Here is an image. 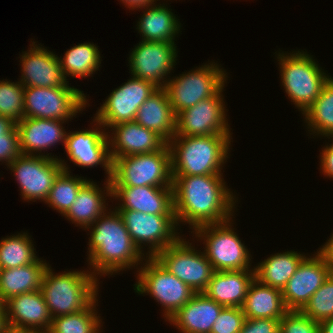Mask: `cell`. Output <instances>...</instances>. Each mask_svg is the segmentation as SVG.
I'll list each match as a JSON object with an SVG mask.
<instances>
[{
  "label": "cell",
  "mask_w": 333,
  "mask_h": 333,
  "mask_svg": "<svg viewBox=\"0 0 333 333\" xmlns=\"http://www.w3.org/2000/svg\"><path fill=\"white\" fill-rule=\"evenodd\" d=\"M172 177L177 225L188 223L194 231L199 226L219 224L232 218L237 200L226 187L223 175Z\"/></svg>",
  "instance_id": "cell-1"
},
{
  "label": "cell",
  "mask_w": 333,
  "mask_h": 333,
  "mask_svg": "<svg viewBox=\"0 0 333 333\" xmlns=\"http://www.w3.org/2000/svg\"><path fill=\"white\" fill-rule=\"evenodd\" d=\"M114 210V211H113ZM106 211L91 226L88 242L89 269L95 276L113 275L121 270L138 268L145 256L133 243L125 222L116 209ZM144 256V257H143ZM143 259V260H142Z\"/></svg>",
  "instance_id": "cell-2"
},
{
  "label": "cell",
  "mask_w": 333,
  "mask_h": 333,
  "mask_svg": "<svg viewBox=\"0 0 333 333\" xmlns=\"http://www.w3.org/2000/svg\"><path fill=\"white\" fill-rule=\"evenodd\" d=\"M231 139V135L174 136L168 142L172 176L222 175Z\"/></svg>",
  "instance_id": "cell-3"
},
{
  "label": "cell",
  "mask_w": 333,
  "mask_h": 333,
  "mask_svg": "<svg viewBox=\"0 0 333 333\" xmlns=\"http://www.w3.org/2000/svg\"><path fill=\"white\" fill-rule=\"evenodd\" d=\"M86 271H64L57 274L48 265L40 291L52 318L84 310L97 298V276L91 270Z\"/></svg>",
  "instance_id": "cell-4"
},
{
  "label": "cell",
  "mask_w": 333,
  "mask_h": 333,
  "mask_svg": "<svg viewBox=\"0 0 333 333\" xmlns=\"http://www.w3.org/2000/svg\"><path fill=\"white\" fill-rule=\"evenodd\" d=\"M281 83L288 98L303 114L318 98L324 84L331 76L326 75L316 61L301 50L278 53Z\"/></svg>",
  "instance_id": "cell-5"
},
{
  "label": "cell",
  "mask_w": 333,
  "mask_h": 333,
  "mask_svg": "<svg viewBox=\"0 0 333 333\" xmlns=\"http://www.w3.org/2000/svg\"><path fill=\"white\" fill-rule=\"evenodd\" d=\"M112 187H172L171 151L168 143L160 150L119 157L112 162Z\"/></svg>",
  "instance_id": "cell-6"
},
{
  "label": "cell",
  "mask_w": 333,
  "mask_h": 333,
  "mask_svg": "<svg viewBox=\"0 0 333 333\" xmlns=\"http://www.w3.org/2000/svg\"><path fill=\"white\" fill-rule=\"evenodd\" d=\"M137 269L134 290L149 294L163 306V316L168 321L196 293L175 275L167 271L155 257H146ZM140 269V270H139Z\"/></svg>",
  "instance_id": "cell-7"
},
{
  "label": "cell",
  "mask_w": 333,
  "mask_h": 333,
  "mask_svg": "<svg viewBox=\"0 0 333 333\" xmlns=\"http://www.w3.org/2000/svg\"><path fill=\"white\" fill-rule=\"evenodd\" d=\"M231 221L199 226L193 234L204 241V253L214 271L254 270L250 269L252 256L232 228Z\"/></svg>",
  "instance_id": "cell-8"
},
{
  "label": "cell",
  "mask_w": 333,
  "mask_h": 333,
  "mask_svg": "<svg viewBox=\"0 0 333 333\" xmlns=\"http://www.w3.org/2000/svg\"><path fill=\"white\" fill-rule=\"evenodd\" d=\"M220 67L210 62L174 79L168 78L164 89L175 115L201 100L213 97L226 84L227 72Z\"/></svg>",
  "instance_id": "cell-9"
},
{
  "label": "cell",
  "mask_w": 333,
  "mask_h": 333,
  "mask_svg": "<svg viewBox=\"0 0 333 333\" xmlns=\"http://www.w3.org/2000/svg\"><path fill=\"white\" fill-rule=\"evenodd\" d=\"M24 98L27 118L69 121L88 104L86 94L68 83L60 87H25Z\"/></svg>",
  "instance_id": "cell-10"
},
{
  "label": "cell",
  "mask_w": 333,
  "mask_h": 333,
  "mask_svg": "<svg viewBox=\"0 0 333 333\" xmlns=\"http://www.w3.org/2000/svg\"><path fill=\"white\" fill-rule=\"evenodd\" d=\"M155 258L195 293L206 290L215 272L204 251L195 250L194 245L182 237L161 250Z\"/></svg>",
  "instance_id": "cell-11"
},
{
  "label": "cell",
  "mask_w": 333,
  "mask_h": 333,
  "mask_svg": "<svg viewBox=\"0 0 333 333\" xmlns=\"http://www.w3.org/2000/svg\"><path fill=\"white\" fill-rule=\"evenodd\" d=\"M117 211L121 214L133 243L141 253L144 254L143 244L148 246L146 257H155L161 250L174 244L181 237L177 233L179 227L174 214H147L135 210Z\"/></svg>",
  "instance_id": "cell-12"
},
{
  "label": "cell",
  "mask_w": 333,
  "mask_h": 333,
  "mask_svg": "<svg viewBox=\"0 0 333 333\" xmlns=\"http://www.w3.org/2000/svg\"><path fill=\"white\" fill-rule=\"evenodd\" d=\"M109 94L105 102L96 111L94 119L104 129L123 122L135 120L139 107L159 88L151 82L131 76ZM106 127V128H105Z\"/></svg>",
  "instance_id": "cell-13"
},
{
  "label": "cell",
  "mask_w": 333,
  "mask_h": 333,
  "mask_svg": "<svg viewBox=\"0 0 333 333\" xmlns=\"http://www.w3.org/2000/svg\"><path fill=\"white\" fill-rule=\"evenodd\" d=\"M224 88L225 85L213 97L178 113L174 136L231 135L222 95Z\"/></svg>",
  "instance_id": "cell-14"
},
{
  "label": "cell",
  "mask_w": 333,
  "mask_h": 333,
  "mask_svg": "<svg viewBox=\"0 0 333 333\" xmlns=\"http://www.w3.org/2000/svg\"><path fill=\"white\" fill-rule=\"evenodd\" d=\"M8 167L20 185L22 199L28 202L40 199L45 202L55 178L63 170L59 158L25 154L18 156Z\"/></svg>",
  "instance_id": "cell-15"
},
{
  "label": "cell",
  "mask_w": 333,
  "mask_h": 333,
  "mask_svg": "<svg viewBox=\"0 0 333 333\" xmlns=\"http://www.w3.org/2000/svg\"><path fill=\"white\" fill-rule=\"evenodd\" d=\"M175 45V42L141 40L129 55L128 63L131 75L151 82L158 88H165L168 80L166 78L175 68L173 66L178 57Z\"/></svg>",
  "instance_id": "cell-16"
},
{
  "label": "cell",
  "mask_w": 333,
  "mask_h": 333,
  "mask_svg": "<svg viewBox=\"0 0 333 333\" xmlns=\"http://www.w3.org/2000/svg\"><path fill=\"white\" fill-rule=\"evenodd\" d=\"M11 333H47L52 316L39 290L12 296L3 302Z\"/></svg>",
  "instance_id": "cell-17"
},
{
  "label": "cell",
  "mask_w": 333,
  "mask_h": 333,
  "mask_svg": "<svg viewBox=\"0 0 333 333\" xmlns=\"http://www.w3.org/2000/svg\"><path fill=\"white\" fill-rule=\"evenodd\" d=\"M92 121L95 123L92 129L67 133L64 148L70 162L81 168L102 165L110 179L112 161L109 155L107 132L101 129L104 127L97 120Z\"/></svg>",
  "instance_id": "cell-18"
},
{
  "label": "cell",
  "mask_w": 333,
  "mask_h": 333,
  "mask_svg": "<svg viewBox=\"0 0 333 333\" xmlns=\"http://www.w3.org/2000/svg\"><path fill=\"white\" fill-rule=\"evenodd\" d=\"M331 273L325 258L318 251L306 257L281 290L286 308L300 311Z\"/></svg>",
  "instance_id": "cell-19"
},
{
  "label": "cell",
  "mask_w": 333,
  "mask_h": 333,
  "mask_svg": "<svg viewBox=\"0 0 333 333\" xmlns=\"http://www.w3.org/2000/svg\"><path fill=\"white\" fill-rule=\"evenodd\" d=\"M30 44V50L22 52L20 58L21 78L19 82L24 87H60L66 81L61 70L58 56L42 45ZM33 46V47H32Z\"/></svg>",
  "instance_id": "cell-20"
},
{
  "label": "cell",
  "mask_w": 333,
  "mask_h": 333,
  "mask_svg": "<svg viewBox=\"0 0 333 333\" xmlns=\"http://www.w3.org/2000/svg\"><path fill=\"white\" fill-rule=\"evenodd\" d=\"M107 132L111 161L124 156L153 153L162 149L167 142L157 133L135 121L110 126ZM113 134V135H112Z\"/></svg>",
  "instance_id": "cell-21"
},
{
  "label": "cell",
  "mask_w": 333,
  "mask_h": 333,
  "mask_svg": "<svg viewBox=\"0 0 333 333\" xmlns=\"http://www.w3.org/2000/svg\"><path fill=\"white\" fill-rule=\"evenodd\" d=\"M65 122L54 119L24 117L16 123L21 153L35 156V153L39 152L36 155L57 159L54 155L49 156V153L46 155L41 153L60 142L65 146L67 132L62 126Z\"/></svg>",
  "instance_id": "cell-22"
},
{
  "label": "cell",
  "mask_w": 333,
  "mask_h": 333,
  "mask_svg": "<svg viewBox=\"0 0 333 333\" xmlns=\"http://www.w3.org/2000/svg\"><path fill=\"white\" fill-rule=\"evenodd\" d=\"M112 197L120 201L116 210L174 214L173 187H112Z\"/></svg>",
  "instance_id": "cell-23"
},
{
  "label": "cell",
  "mask_w": 333,
  "mask_h": 333,
  "mask_svg": "<svg viewBox=\"0 0 333 333\" xmlns=\"http://www.w3.org/2000/svg\"><path fill=\"white\" fill-rule=\"evenodd\" d=\"M223 308L204 293H196L168 322L181 333H211Z\"/></svg>",
  "instance_id": "cell-24"
},
{
  "label": "cell",
  "mask_w": 333,
  "mask_h": 333,
  "mask_svg": "<svg viewBox=\"0 0 333 333\" xmlns=\"http://www.w3.org/2000/svg\"><path fill=\"white\" fill-rule=\"evenodd\" d=\"M254 279V270L215 271L203 293L224 307H242Z\"/></svg>",
  "instance_id": "cell-25"
},
{
  "label": "cell",
  "mask_w": 333,
  "mask_h": 333,
  "mask_svg": "<svg viewBox=\"0 0 333 333\" xmlns=\"http://www.w3.org/2000/svg\"><path fill=\"white\" fill-rule=\"evenodd\" d=\"M106 179L104 190L96 182L88 180L81 187L75 201L63 216L83 229L91 226L102 214L108 211L105 198L107 196L112 198V186L111 180Z\"/></svg>",
  "instance_id": "cell-26"
},
{
  "label": "cell",
  "mask_w": 333,
  "mask_h": 333,
  "mask_svg": "<svg viewBox=\"0 0 333 333\" xmlns=\"http://www.w3.org/2000/svg\"><path fill=\"white\" fill-rule=\"evenodd\" d=\"M134 121L154 131L167 143L174 137L176 115L164 88H159L139 107Z\"/></svg>",
  "instance_id": "cell-27"
},
{
  "label": "cell",
  "mask_w": 333,
  "mask_h": 333,
  "mask_svg": "<svg viewBox=\"0 0 333 333\" xmlns=\"http://www.w3.org/2000/svg\"><path fill=\"white\" fill-rule=\"evenodd\" d=\"M48 265L46 261L37 258L25 266L0 269V302L15 295L39 290Z\"/></svg>",
  "instance_id": "cell-28"
},
{
  "label": "cell",
  "mask_w": 333,
  "mask_h": 333,
  "mask_svg": "<svg viewBox=\"0 0 333 333\" xmlns=\"http://www.w3.org/2000/svg\"><path fill=\"white\" fill-rule=\"evenodd\" d=\"M241 308L246 319H281L289 311L281 290L264 285L257 279L251 283Z\"/></svg>",
  "instance_id": "cell-29"
},
{
  "label": "cell",
  "mask_w": 333,
  "mask_h": 333,
  "mask_svg": "<svg viewBox=\"0 0 333 333\" xmlns=\"http://www.w3.org/2000/svg\"><path fill=\"white\" fill-rule=\"evenodd\" d=\"M166 6L163 3L144 8L136 28L143 41L175 42V37L181 32V23Z\"/></svg>",
  "instance_id": "cell-30"
},
{
  "label": "cell",
  "mask_w": 333,
  "mask_h": 333,
  "mask_svg": "<svg viewBox=\"0 0 333 333\" xmlns=\"http://www.w3.org/2000/svg\"><path fill=\"white\" fill-rule=\"evenodd\" d=\"M306 257L292 250L270 255L254 267L255 279L264 285L282 290Z\"/></svg>",
  "instance_id": "cell-31"
},
{
  "label": "cell",
  "mask_w": 333,
  "mask_h": 333,
  "mask_svg": "<svg viewBox=\"0 0 333 333\" xmlns=\"http://www.w3.org/2000/svg\"><path fill=\"white\" fill-rule=\"evenodd\" d=\"M100 51L93 43H81L68 49L63 58L58 57L62 74L67 76L86 78L99 70L101 64Z\"/></svg>",
  "instance_id": "cell-32"
},
{
  "label": "cell",
  "mask_w": 333,
  "mask_h": 333,
  "mask_svg": "<svg viewBox=\"0 0 333 333\" xmlns=\"http://www.w3.org/2000/svg\"><path fill=\"white\" fill-rule=\"evenodd\" d=\"M309 132L322 137L333 136V78L324 84L320 95L303 113Z\"/></svg>",
  "instance_id": "cell-33"
},
{
  "label": "cell",
  "mask_w": 333,
  "mask_h": 333,
  "mask_svg": "<svg viewBox=\"0 0 333 333\" xmlns=\"http://www.w3.org/2000/svg\"><path fill=\"white\" fill-rule=\"evenodd\" d=\"M63 170L55 178L49 195L44 203L49 204L54 210L64 215L72 203L81 187L88 181L84 177L73 176L70 174L69 166L65 160L59 158ZM72 175V176H71Z\"/></svg>",
  "instance_id": "cell-34"
},
{
  "label": "cell",
  "mask_w": 333,
  "mask_h": 333,
  "mask_svg": "<svg viewBox=\"0 0 333 333\" xmlns=\"http://www.w3.org/2000/svg\"><path fill=\"white\" fill-rule=\"evenodd\" d=\"M97 302L98 299L96 298L84 310L53 318L47 333H101L102 330L100 328L103 325H101V316L95 310L97 309Z\"/></svg>",
  "instance_id": "cell-35"
},
{
  "label": "cell",
  "mask_w": 333,
  "mask_h": 333,
  "mask_svg": "<svg viewBox=\"0 0 333 333\" xmlns=\"http://www.w3.org/2000/svg\"><path fill=\"white\" fill-rule=\"evenodd\" d=\"M31 236L23 232L0 241V269H10L33 263L38 257Z\"/></svg>",
  "instance_id": "cell-36"
},
{
  "label": "cell",
  "mask_w": 333,
  "mask_h": 333,
  "mask_svg": "<svg viewBox=\"0 0 333 333\" xmlns=\"http://www.w3.org/2000/svg\"><path fill=\"white\" fill-rule=\"evenodd\" d=\"M25 87L19 82L0 81V115L18 123L25 117Z\"/></svg>",
  "instance_id": "cell-37"
},
{
  "label": "cell",
  "mask_w": 333,
  "mask_h": 333,
  "mask_svg": "<svg viewBox=\"0 0 333 333\" xmlns=\"http://www.w3.org/2000/svg\"><path fill=\"white\" fill-rule=\"evenodd\" d=\"M300 311L318 323L333 318V273L329 275Z\"/></svg>",
  "instance_id": "cell-38"
},
{
  "label": "cell",
  "mask_w": 333,
  "mask_h": 333,
  "mask_svg": "<svg viewBox=\"0 0 333 333\" xmlns=\"http://www.w3.org/2000/svg\"><path fill=\"white\" fill-rule=\"evenodd\" d=\"M279 333H320V326L301 311L289 310L280 319Z\"/></svg>",
  "instance_id": "cell-39"
},
{
  "label": "cell",
  "mask_w": 333,
  "mask_h": 333,
  "mask_svg": "<svg viewBox=\"0 0 333 333\" xmlns=\"http://www.w3.org/2000/svg\"><path fill=\"white\" fill-rule=\"evenodd\" d=\"M245 319L241 307H224L214 322L211 333H239Z\"/></svg>",
  "instance_id": "cell-40"
},
{
  "label": "cell",
  "mask_w": 333,
  "mask_h": 333,
  "mask_svg": "<svg viewBox=\"0 0 333 333\" xmlns=\"http://www.w3.org/2000/svg\"><path fill=\"white\" fill-rule=\"evenodd\" d=\"M19 133L16 124L3 136H0V161L8 166L20 156Z\"/></svg>",
  "instance_id": "cell-41"
},
{
  "label": "cell",
  "mask_w": 333,
  "mask_h": 333,
  "mask_svg": "<svg viewBox=\"0 0 333 333\" xmlns=\"http://www.w3.org/2000/svg\"><path fill=\"white\" fill-rule=\"evenodd\" d=\"M280 319H245L239 333H279Z\"/></svg>",
  "instance_id": "cell-42"
},
{
  "label": "cell",
  "mask_w": 333,
  "mask_h": 333,
  "mask_svg": "<svg viewBox=\"0 0 333 333\" xmlns=\"http://www.w3.org/2000/svg\"><path fill=\"white\" fill-rule=\"evenodd\" d=\"M322 149L320 153V169L325 177L333 178V143L327 144Z\"/></svg>",
  "instance_id": "cell-43"
},
{
  "label": "cell",
  "mask_w": 333,
  "mask_h": 333,
  "mask_svg": "<svg viewBox=\"0 0 333 333\" xmlns=\"http://www.w3.org/2000/svg\"><path fill=\"white\" fill-rule=\"evenodd\" d=\"M326 260L333 273V234L326 243L317 250Z\"/></svg>",
  "instance_id": "cell-44"
},
{
  "label": "cell",
  "mask_w": 333,
  "mask_h": 333,
  "mask_svg": "<svg viewBox=\"0 0 333 333\" xmlns=\"http://www.w3.org/2000/svg\"><path fill=\"white\" fill-rule=\"evenodd\" d=\"M129 9H144L149 6L155 5L156 0H120Z\"/></svg>",
  "instance_id": "cell-45"
},
{
  "label": "cell",
  "mask_w": 333,
  "mask_h": 333,
  "mask_svg": "<svg viewBox=\"0 0 333 333\" xmlns=\"http://www.w3.org/2000/svg\"><path fill=\"white\" fill-rule=\"evenodd\" d=\"M16 123L11 119L0 115V136L7 133Z\"/></svg>",
  "instance_id": "cell-46"
},
{
  "label": "cell",
  "mask_w": 333,
  "mask_h": 333,
  "mask_svg": "<svg viewBox=\"0 0 333 333\" xmlns=\"http://www.w3.org/2000/svg\"><path fill=\"white\" fill-rule=\"evenodd\" d=\"M0 333H11L6 320L5 306L2 302H0Z\"/></svg>",
  "instance_id": "cell-47"
},
{
  "label": "cell",
  "mask_w": 333,
  "mask_h": 333,
  "mask_svg": "<svg viewBox=\"0 0 333 333\" xmlns=\"http://www.w3.org/2000/svg\"><path fill=\"white\" fill-rule=\"evenodd\" d=\"M320 333H333V318H328L319 322Z\"/></svg>",
  "instance_id": "cell-48"
}]
</instances>
